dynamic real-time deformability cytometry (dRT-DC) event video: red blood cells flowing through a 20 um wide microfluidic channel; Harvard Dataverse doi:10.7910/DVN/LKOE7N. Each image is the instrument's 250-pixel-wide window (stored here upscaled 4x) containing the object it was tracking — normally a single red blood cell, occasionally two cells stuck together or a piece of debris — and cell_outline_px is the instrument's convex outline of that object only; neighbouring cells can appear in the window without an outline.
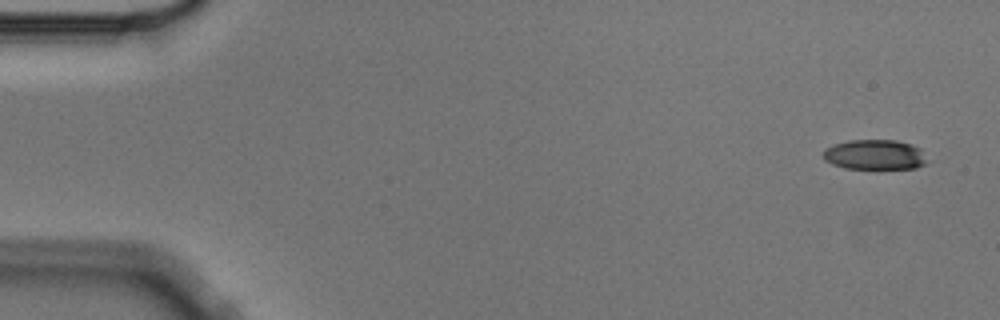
{"species": "Egyptian fruit bat (a non-hibernating species)", "species_latin": "Rousettus aegyptiacus", "temperature_condition": "cold", "stored_images_in_passage": 4, "camera_frame_rate_fps": 3000, "um_per_image_px": 0.085, "animal": {"sex": "male"}, "frame": {"image": 1, "passage_image": 1, "time_ms": 0.0, "image_size_px": [1000, 320], "cell_outline_px": [[924, 164], [916, 168], [844, 168], [832, 164], [824, 160], [824, 148], [848, 140], [896, 140], [912, 144], [920, 148], [924, 160]], "centroid_in_image_um": [74.31, 13.14], "position_along_channel_um": 10.7, "area_um2": 17.92}}